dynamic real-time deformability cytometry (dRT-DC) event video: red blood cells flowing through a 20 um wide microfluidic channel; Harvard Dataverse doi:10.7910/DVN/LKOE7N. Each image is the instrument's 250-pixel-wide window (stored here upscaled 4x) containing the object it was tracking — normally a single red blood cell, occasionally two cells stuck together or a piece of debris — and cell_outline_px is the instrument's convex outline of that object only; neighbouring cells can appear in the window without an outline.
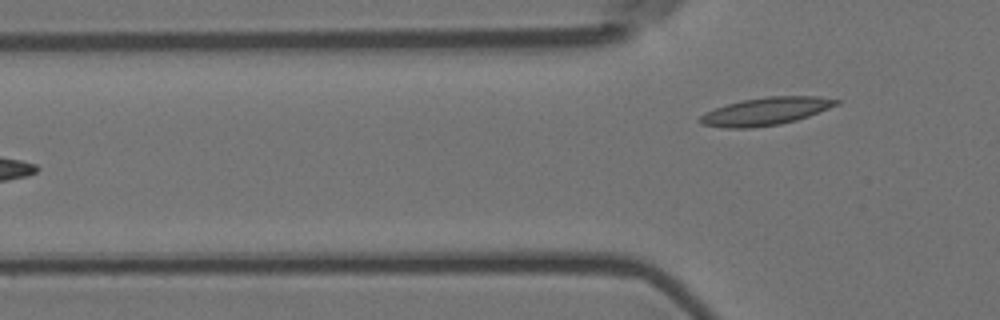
{"species": "Egyptian fruit bat (a non-hibernating species)", "species_latin": "Rousettus aegyptiacus", "temperature_condition": "room temperature", "stored_images_in_passage": 7, "camera_frame_rate_fps": 3000, "um_per_image_px": 0.085, "animal": {"sex": "female"}, "frame": {"image": 1, "passage_image": 7, "time_ms": 2.0, "image_size_px": [1000, 320], "cell_outline_px": [[844, 100], [840, 104], [808, 116], [796, 120], [780, 124], [752, 128], [724, 128], [700, 124], [700, 116], [716, 108], [728, 104], [744, 100], [768, 96], [820, 96]], "centroid_in_image_um": [65.16, 9.46], "position_along_channel_um": 60.6, "area_um2": 21.96}}